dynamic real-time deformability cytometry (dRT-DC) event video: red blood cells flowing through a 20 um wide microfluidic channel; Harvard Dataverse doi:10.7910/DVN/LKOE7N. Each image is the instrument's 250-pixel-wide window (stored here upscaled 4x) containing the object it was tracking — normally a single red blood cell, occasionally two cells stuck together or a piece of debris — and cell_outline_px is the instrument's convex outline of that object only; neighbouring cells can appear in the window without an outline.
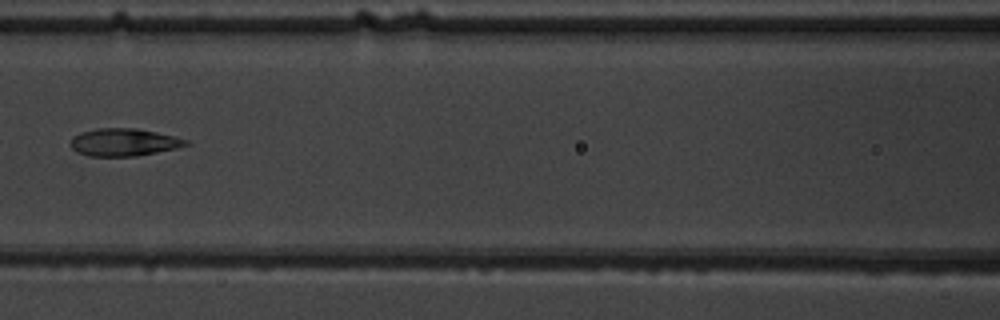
{"species": "common noctule bat (a hibernating species)", "species_latin": "Nyctalus noctula", "temperature_condition": "warm", "stored_images_in_passage": 7, "camera_frame_rate_fps": 3000, "um_per_image_px": 0.085, "animal": {"sex": "male", "body_mass_g": 19.5, "forearm_length_mm": 54.6}, "frame": {"image": 1, "passage_image": 6, "time_ms": 6.667, "image_size_px": [1000, 320], "cell_outline_px": [[192, 144], [176, 148], [136, 156], [88, 156], [72, 148], [72, 136], [80, 132], [96, 128], [136, 128], [176, 136], [188, 140]], "centroid_in_image_um": [10.56, 12.08], "position_along_channel_um": 156.0, "area_um2": 18.5}}
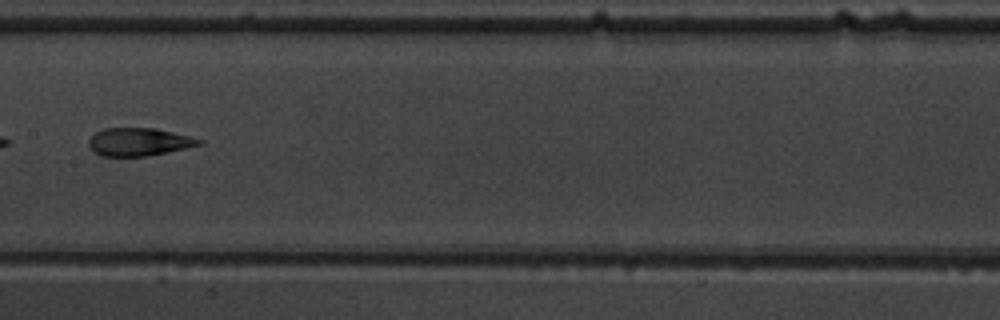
{"frame": {"image": 2, "passage_image": 7, "time_ms": 7.667, "image_size_px": [1000, 320], "cell_outline_px": [[204, 144], [148, 156], [100, 156], [92, 152], [88, 144], [88, 140], [96, 132], [104, 128], [156, 128], [204, 140]], "centroid_in_image_um": [11.78, 12.06], "position_along_channel_um": 195.6, "area_um2": 18.03}}